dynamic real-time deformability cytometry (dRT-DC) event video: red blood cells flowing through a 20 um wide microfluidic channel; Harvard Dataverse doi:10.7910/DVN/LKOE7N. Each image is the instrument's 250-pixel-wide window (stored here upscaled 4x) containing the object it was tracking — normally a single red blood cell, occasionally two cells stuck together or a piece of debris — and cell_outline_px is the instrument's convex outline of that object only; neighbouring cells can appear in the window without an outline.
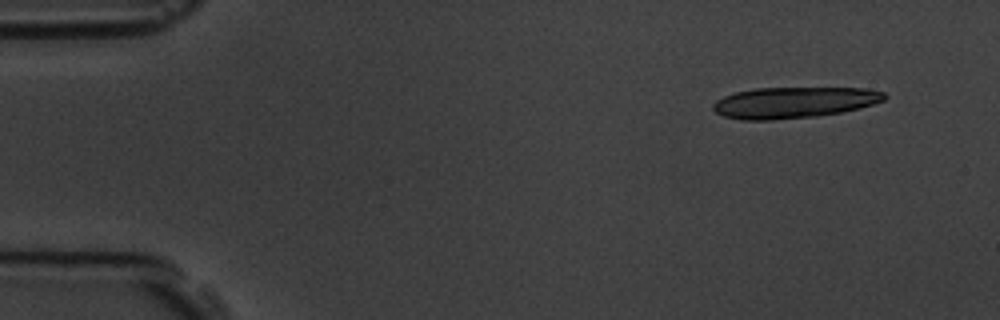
{"species": "common noctule bat (a hibernating species)", "species_latin": "Nyctalus noctula", "temperature_condition": "room temperature", "stored_images_in_passage": 4, "camera_frame_rate_fps": 3000, "um_per_image_px": 0.085, "animal": {"sex": "male", "body_mass_g": 19.5, "forearm_length_mm": 54.6}, "frame": {"image": 1, "passage_image": 1, "time_ms": 0.0, "image_size_px": [1000, 320], "cell_outline_px": [[888, 96], [884, 100], [860, 108], [840, 112], [816, 116], [772, 120], [744, 120], [724, 116], [716, 112], [712, 108], [712, 104], [716, 100], [724, 96], [736, 92], [756, 88], [864, 88], [884, 92]], "centroid_in_image_um": [67.47, 8.71], "position_along_channel_um": 17.5, "area_um2": 30.98}}